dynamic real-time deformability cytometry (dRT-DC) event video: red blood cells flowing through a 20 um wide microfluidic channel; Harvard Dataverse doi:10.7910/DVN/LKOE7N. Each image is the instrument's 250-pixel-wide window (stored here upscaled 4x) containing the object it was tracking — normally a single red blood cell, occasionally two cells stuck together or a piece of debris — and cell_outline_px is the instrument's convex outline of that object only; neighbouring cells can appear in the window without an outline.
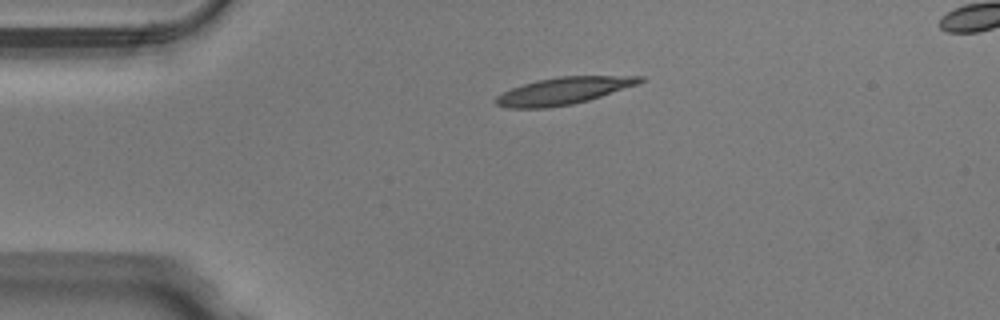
{"species": "Egyptian fruit bat (a non-hibernating species)", "species_latin": "Rousettus aegyptiacus", "temperature_condition": "warm", "stored_images_in_passage": 40, "camera_frame_rate_fps": 3000, "um_per_image_px": 0.085, "animal": {"sex": "male"}, "frame": {"image": 1, "passage_image": 1, "time_ms": 0.0, "image_size_px": [1000, 320], "cell_outline_px": [[644, 80], [640, 84], [588, 100], [572, 104], [544, 108], [508, 108], [496, 104], [492, 100], [496, 96], [512, 88], [536, 80], [560, 76], [644, 76]], "centroid_in_image_um": [47.9, 7.72], "position_along_channel_um": 37.1, "area_um2": 22.72}}
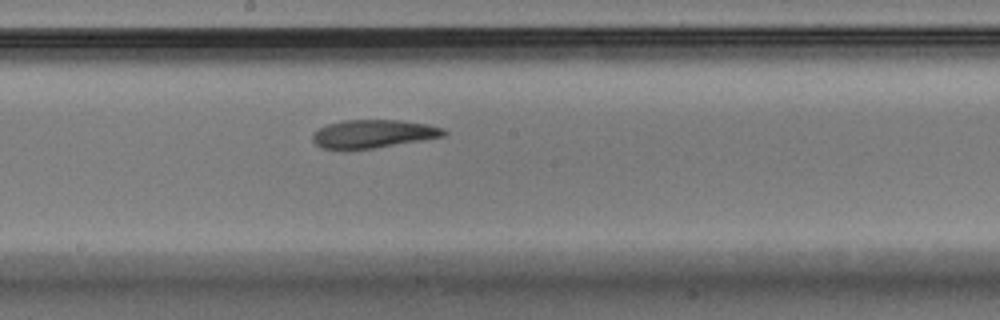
{"frame": {"image": 2, "passage_image": 17, "time_ms": 5.333, "image_size_px": [1000, 320], "cell_outline_px": [[448, 132], [444, 136], [372, 148], [344, 152], [320, 148], [312, 140], [312, 132], [328, 124], [344, 120], [400, 120], [428, 124], [444, 128]], "centroid_in_image_um": [31.65, 11.4], "position_along_channel_um": 216.6, "area_um2": 21.96}}
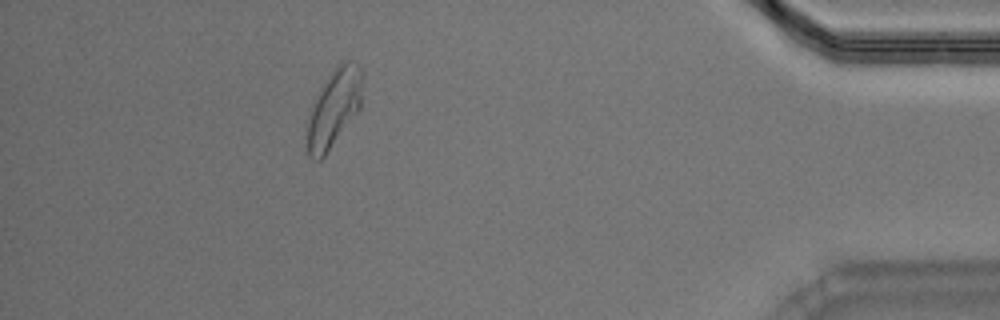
{"frame": {"image": 3, "passage_image": 35, "time_ms": 11.333, "image_size_px": [1000, 320], "cell_outline_px": [[364, 72], [360, 108], [324, 156], [320, 160], [312, 160], [308, 156], [308, 120], [316, 96], [328, 76], [336, 64], [340, 60], [348, 60], [356, 64]], "centroid_in_image_um": [28.42, 9.13], "position_along_channel_um": 406.8, "area_um2": 24.8}, "authors_computed_cell_mechanics": {"area_um2": 22.6576, "velocity_mm_per_s": 4.0042, "shape_relaxation_time_tau1_ms": 6.6469, "shape_relaxation_time_tau2_ms": 3.7248, "deformation_change_tau1": 0.209, "deformation_change_tau2": 0.1268}}